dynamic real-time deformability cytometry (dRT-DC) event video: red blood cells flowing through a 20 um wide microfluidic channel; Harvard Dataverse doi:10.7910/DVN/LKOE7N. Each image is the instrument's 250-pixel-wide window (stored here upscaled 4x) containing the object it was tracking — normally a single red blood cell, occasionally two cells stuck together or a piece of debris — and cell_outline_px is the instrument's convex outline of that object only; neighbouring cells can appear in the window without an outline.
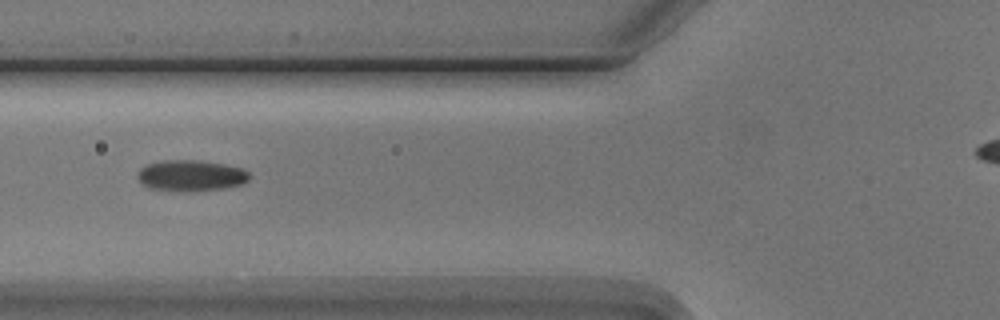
{"species": "Egyptian fruit bat (a non-hibernating species)", "species_latin": "Rousettus aegyptiacus", "temperature_condition": "cold", "stored_images_in_passage": 7, "camera_frame_rate_fps": 3000, "um_per_image_px": 0.085, "animal": {"sex": "male"}, "frame": {"image": 1, "passage_image": 5, "time_ms": 5.667, "image_size_px": [1000, 320], "cell_outline_px": [[248, 180], [244, 184], [224, 188], [188, 192], [184, 192], [148, 188], [136, 176], [140, 168], [148, 164], [164, 160], [192, 160], [224, 164], [244, 168], [248, 172]], "centroid_in_image_um": [16.23, 14.93], "position_along_channel_um": 109.6, "area_um2": 20.29}}
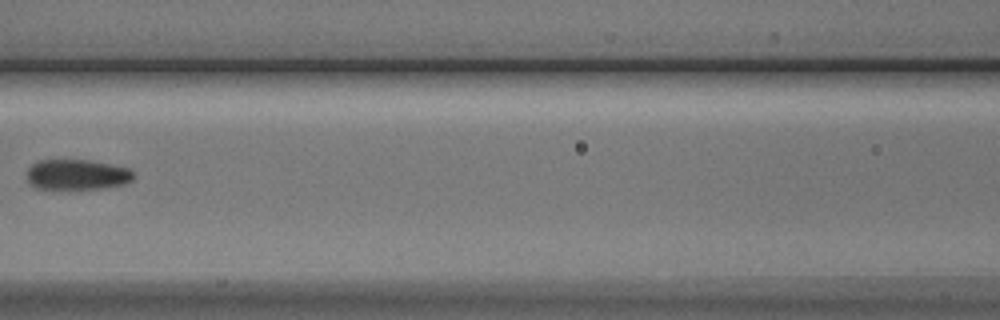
{"frame": {"image": 2, "passage_image": 6, "time_ms": 7.0, "image_size_px": [1000, 320], "cell_outline_px": [[136, 176], [132, 180], [124, 184], [104, 188], [36, 188], [28, 184], [28, 168], [32, 164], [40, 160], [88, 160], [132, 168], [136, 172]], "centroid_in_image_um": [6.61, 14.83], "position_along_channel_um": 160.0, "area_um2": 18.96}}
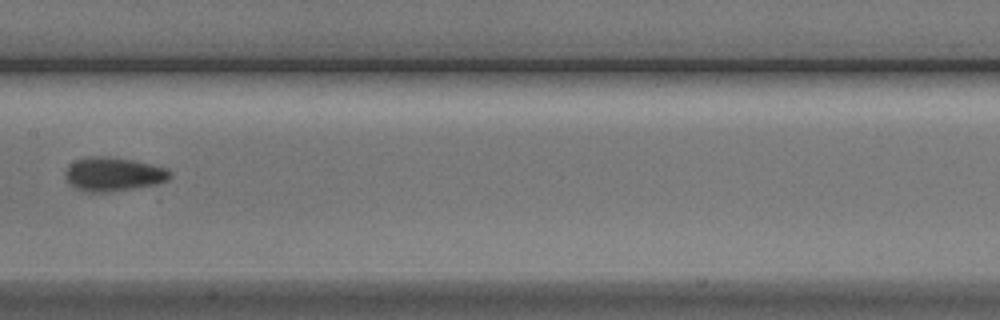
{"frame": {"image": 3, "passage_image": 7, "time_ms": 8.0, "image_size_px": [1000, 320], "cell_outline_px": [[172, 176], [168, 180], [160, 184], [108, 192], [84, 192], [72, 188], [64, 176], [64, 172], [76, 160], [92, 156], [104, 156], [132, 160], [152, 164], [168, 168], [172, 172]], "centroid_in_image_um": [9.66, 14.83], "position_along_channel_um": 197.7, "area_um2": 20.92}}